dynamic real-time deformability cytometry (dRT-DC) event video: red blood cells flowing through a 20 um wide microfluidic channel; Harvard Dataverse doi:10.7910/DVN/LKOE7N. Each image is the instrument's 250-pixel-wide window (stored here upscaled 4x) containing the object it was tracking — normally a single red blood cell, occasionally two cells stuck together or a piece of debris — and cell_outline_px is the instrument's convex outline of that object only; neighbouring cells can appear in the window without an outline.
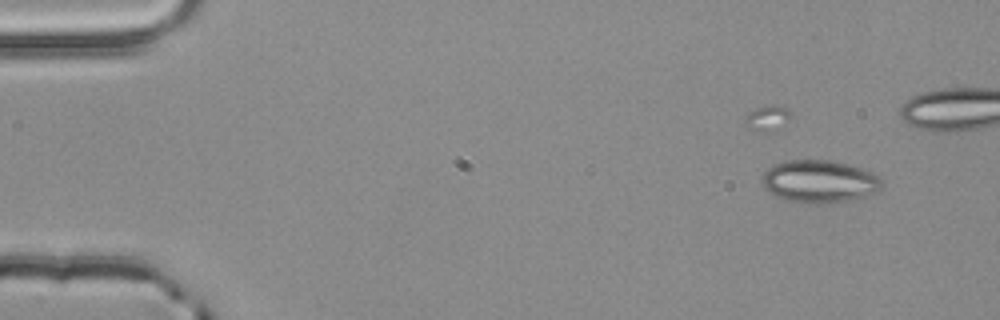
{"species": "common noctule bat (a hibernating species)", "species_latin": "Nyctalus noctula", "temperature_condition": "room temperature", "stored_images_in_passage": 30, "camera_frame_rate_fps": 3000, "um_per_image_px": 0.085, "animal": {"sex": "male", "body_mass_g": 20.4}, "frame": {"image": 1, "passage_image": 1, "time_ms": 0.0, "image_size_px": [1000, 320], "cell_outline_px": [[884, 184], [880, 188], [864, 196], [848, 200], [828, 204], [816, 204], [784, 200], [776, 196], [764, 188], [760, 184], [760, 180], [764, 172], [772, 164], [784, 160], [828, 160], [848, 164], [872, 172], [880, 176], [884, 180]], "centroid_in_image_um": [69.61, 15.41], "position_along_channel_um": 15.4, "area_um2": 30.06}}
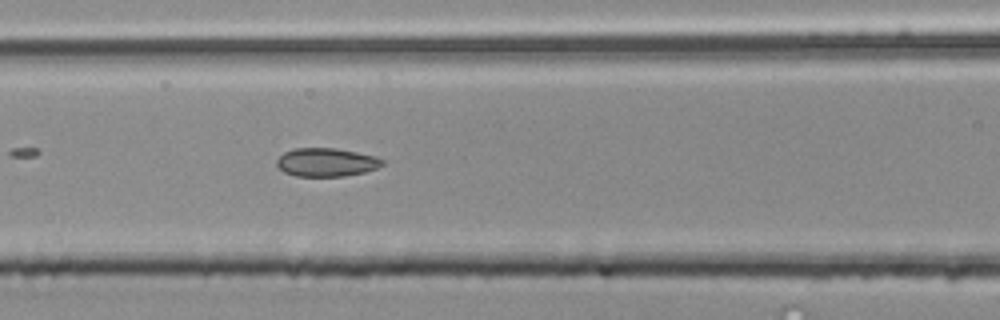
{"frame": {"image": 2, "passage_image": 20, "time_ms": 6.333, "image_size_px": [1000, 320], "cell_outline_px": [[384, 164], [376, 168], [364, 172], [344, 176], [296, 176], [284, 172], [276, 164], [276, 160], [284, 152], [296, 148], [336, 148], [356, 152], [372, 156], [384, 160]], "centroid_in_image_um": [27.71, 13.79], "position_along_channel_um": 138.9, "area_um2": 17.34}}
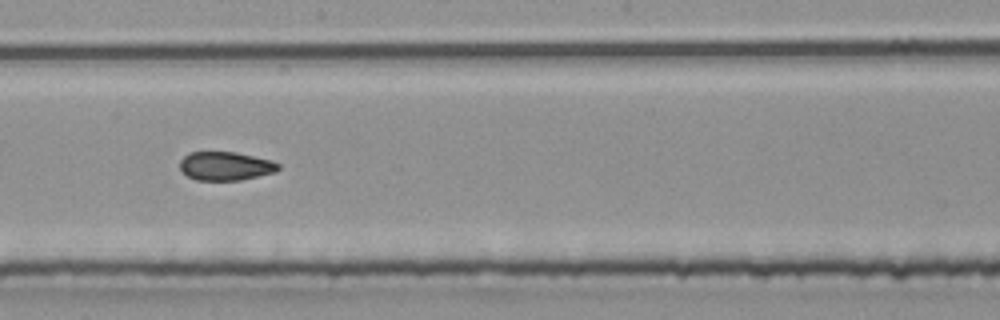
{"frame": {"image": 3, "passage_image": 27, "time_ms": 8.667, "image_size_px": [1000, 320], "cell_outline_px": [[280, 168], [276, 172], [240, 180], [196, 180], [180, 172], [180, 160], [188, 152], [236, 152], [272, 160], [280, 164]], "centroid_in_image_um": [19.16, 14.11], "position_along_channel_um": 229.0, "area_um2": 16.59}}